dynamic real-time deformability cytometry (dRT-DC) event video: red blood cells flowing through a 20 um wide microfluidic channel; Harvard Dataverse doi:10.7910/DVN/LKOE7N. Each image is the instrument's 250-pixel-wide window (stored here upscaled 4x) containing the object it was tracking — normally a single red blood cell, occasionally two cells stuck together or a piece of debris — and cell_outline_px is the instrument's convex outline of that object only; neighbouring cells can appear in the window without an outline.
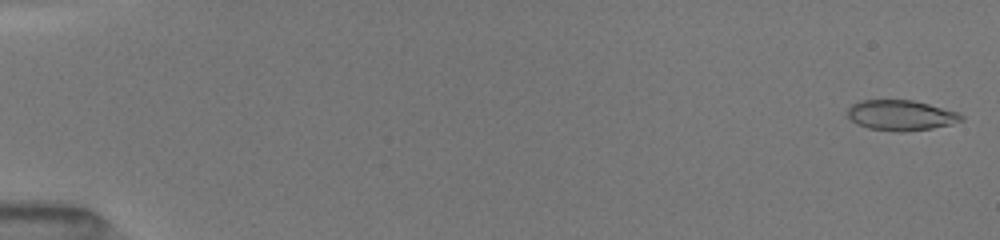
{"species": "common noctule bat (a hibernating species)", "species_latin": "Nyctalus noctula", "temperature_condition": "room temperature", "stored_images_in_passage": 51, "camera_frame_rate_fps": 3000, "um_per_image_px": 0.085, "animal": {"sex": "female", "body_mass_g": 19.5, "forearm_length_mm": 54.1}, "frame": {"image": 1, "passage_image": 1, "time_ms": 0.0, "image_size_px": [1000, 240], "cell_outline_px": [[964, 120], [952, 124], [932, 128], [900, 132], [868, 128], [856, 124], [848, 116], [848, 108], [852, 104], [864, 100], [912, 100], [960, 112], [964, 116]], "centroid_in_image_um": [76.61, 9.8], "position_along_channel_um": 8.4, "area_um2": 20.11}}
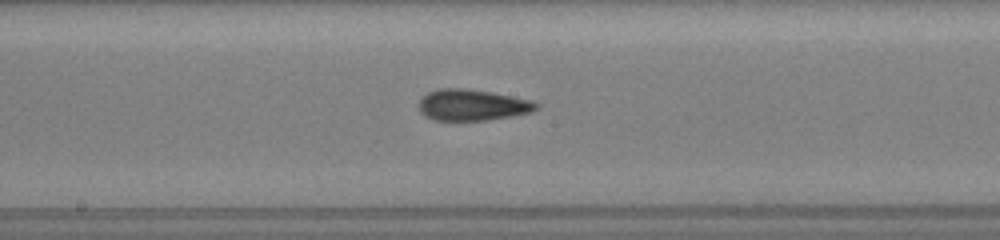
{"frame": {"image": 2, "passage_image": 28, "time_ms": 9.0, "image_size_px": [1000, 240], "cell_outline_px": [[540, 108], [532, 112], [512, 116], [488, 120], [432, 120], [424, 116], [420, 112], [416, 104], [428, 92], [436, 88], [464, 88], [492, 92], [532, 100], [540, 104]], "centroid_in_image_um": [40.14, 8.92], "position_along_channel_um": 208.1, "area_um2": 21.73}}
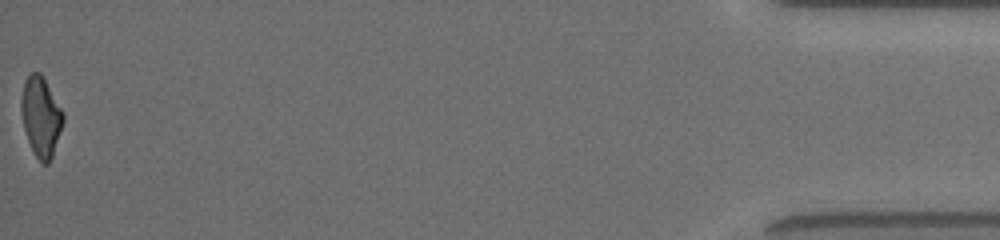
{"frame": {"image": 3, "passage_image": 51, "time_ms": 16.667, "image_size_px": [1000, 240], "cell_outline_px": [[64, 120], [52, 156], [48, 164], [40, 164], [28, 140], [24, 128], [20, 108], [20, 100], [24, 80], [32, 72], [40, 72], [44, 76], [64, 112]], "centroid_in_image_um": [3.48, 9.87], "position_along_channel_um": 431.7, "area_um2": 19.65}, "authors_computed_cell_mechanics": {"area_um2": 20.4034, "velocity_mm_per_s": 4.0735, "shape_relaxation_time_tau1_ms": 7.6595, "shape_relaxation_time_tau2_ms": 2.0064, "deformation_change_tau1": 0.1996, "deformation_change_tau2": 0.0915}}